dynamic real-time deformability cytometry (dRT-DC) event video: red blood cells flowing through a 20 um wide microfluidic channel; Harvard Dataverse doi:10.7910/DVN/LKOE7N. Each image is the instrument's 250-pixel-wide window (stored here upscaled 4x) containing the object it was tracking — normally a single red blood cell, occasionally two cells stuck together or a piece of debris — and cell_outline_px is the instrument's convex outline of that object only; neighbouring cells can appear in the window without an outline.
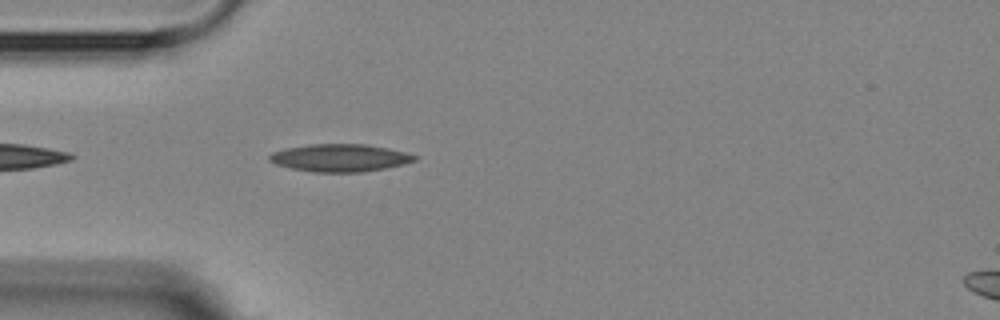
{"species": "Egyptian fruit bat (a non-hibernating species)", "species_latin": "Rousettus aegyptiacus", "temperature_condition": "room temperature", "stored_images_in_passage": 4, "camera_frame_rate_fps": 3000, "um_per_image_px": 0.085, "animal": {"sex": "female"}, "frame": {"image": 1, "passage_image": 4, "time_ms": 3.667, "image_size_px": [1000, 320], "cell_outline_px": [[416, 160], [404, 164], [364, 172], [312, 172], [292, 168], [276, 164], [268, 160], [268, 156], [272, 152], [284, 148], [312, 144], [364, 144], [388, 148], [404, 152], [416, 156]], "centroid_in_image_um": [28.86, 13.41], "position_along_channel_um": 56.1, "area_um2": 23.24}}